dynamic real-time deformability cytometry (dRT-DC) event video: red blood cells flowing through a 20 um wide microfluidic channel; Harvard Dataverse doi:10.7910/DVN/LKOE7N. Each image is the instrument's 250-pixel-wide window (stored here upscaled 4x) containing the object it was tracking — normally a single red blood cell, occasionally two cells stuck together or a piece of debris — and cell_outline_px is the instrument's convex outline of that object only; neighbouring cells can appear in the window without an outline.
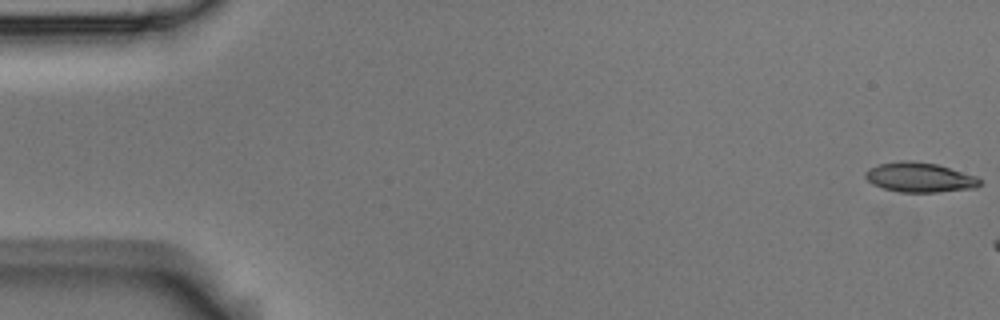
{"species": "Egyptian fruit bat (a non-hibernating species)", "species_latin": "Rousettus aegyptiacus", "temperature_condition": "room temperature", "stored_images_in_passage": 4, "camera_frame_rate_fps": 3000, "um_per_image_px": 0.085, "animal": {"sex": "male"}, "frame": {"image": 1, "passage_image": 1, "time_ms": 0.0, "image_size_px": [1000, 320], "cell_outline_px": [[980, 184], [976, 188], [936, 192], [900, 192], [884, 188], [872, 184], [864, 176], [864, 172], [868, 168], [880, 164], [900, 160], [912, 160], [936, 164], [976, 176], [980, 180]], "centroid_in_image_um": [78.14, 15.07], "position_along_channel_um": 6.9, "area_um2": 19.77}}